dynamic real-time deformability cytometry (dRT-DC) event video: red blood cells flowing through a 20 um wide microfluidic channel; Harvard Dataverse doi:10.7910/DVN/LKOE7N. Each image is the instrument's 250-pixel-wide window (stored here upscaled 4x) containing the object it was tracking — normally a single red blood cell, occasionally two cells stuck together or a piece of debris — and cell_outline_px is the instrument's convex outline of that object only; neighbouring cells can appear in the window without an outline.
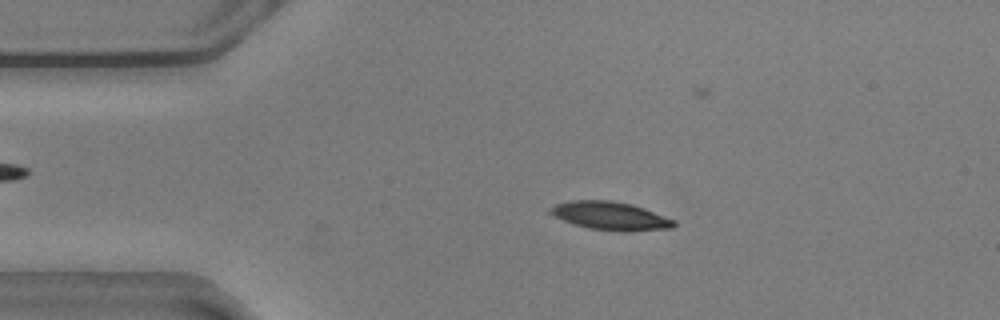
{"species": "common noctule bat (a hibernating species)", "species_latin": "Nyctalus noctula", "temperature_condition": "warm", "stored_images_in_passage": 15, "camera_frame_rate_fps": 3000, "um_per_image_px": 0.085, "animal": {"sex": "male", "body_mass_g": 20.5, "forearm_length_mm": 52.5}, "frame": {"image": 1, "passage_image": 10, "time_ms": 3.0, "image_size_px": [1000, 320], "cell_outline_px": [[676, 224], [672, 228], [624, 232], [620, 232], [588, 228], [552, 216], [544, 212], [548, 208], [556, 204], [568, 200], [612, 200], [632, 204], [644, 208], [676, 220]], "centroid_in_image_um": [51.85, 18.34], "position_along_channel_um": 33.2, "area_um2": 20.69}}